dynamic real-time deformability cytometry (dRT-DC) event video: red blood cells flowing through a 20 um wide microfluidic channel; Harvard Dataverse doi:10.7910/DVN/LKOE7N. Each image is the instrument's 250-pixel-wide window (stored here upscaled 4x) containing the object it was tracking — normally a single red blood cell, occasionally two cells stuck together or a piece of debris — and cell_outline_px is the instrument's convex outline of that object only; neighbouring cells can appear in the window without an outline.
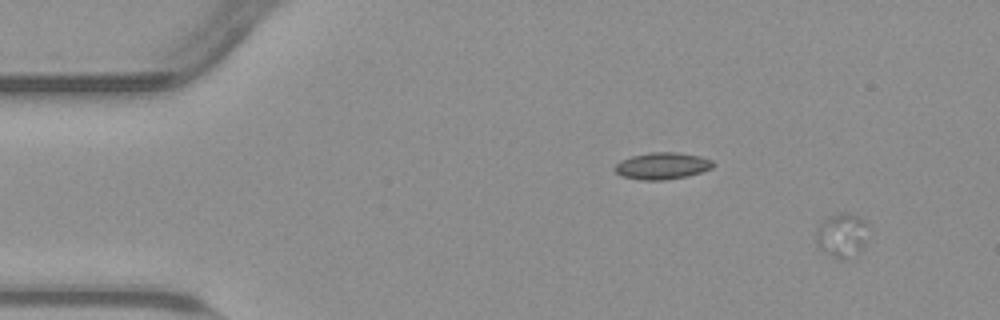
{"species": "common noctule bat (a hibernating species)", "species_latin": "Nyctalus noctula", "temperature_condition": "warm", "stored_images_in_passage": 8, "camera_frame_rate_fps": 3000, "um_per_image_px": 0.085, "animal": {"sex": "male", "body_mass_g": 23.1, "forearm_length_mm": 52.7}, "frame": {"image": 1, "passage_image": 1, "time_ms": 0.0, "image_size_px": [1000, 320], "cell_outline_px": [[868, 224], [864, 248], [856, 256], [844, 260], [840, 260], [816, 248], [816, 228], [828, 216], [840, 212], [848, 212], [860, 216]], "centroid_in_image_um": [71.56, 20.01], "position_along_channel_um": 13.4, "area_um2": 13.99}}